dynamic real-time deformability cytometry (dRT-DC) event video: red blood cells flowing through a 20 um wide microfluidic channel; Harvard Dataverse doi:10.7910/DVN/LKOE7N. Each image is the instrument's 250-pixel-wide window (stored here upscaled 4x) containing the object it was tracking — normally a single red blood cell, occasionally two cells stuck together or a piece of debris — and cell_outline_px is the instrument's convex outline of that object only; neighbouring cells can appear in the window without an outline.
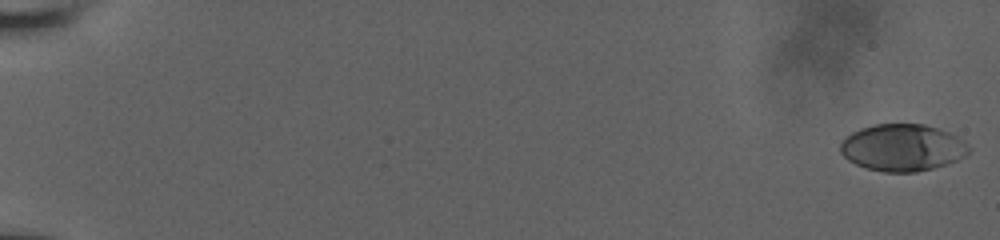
{"species": "human", "species_latin": "Homo sapiens", "temperature_condition": "room temperature", "stored_images_in_passage": 56, "camera_frame_rate_fps": 3000, "um_per_image_px": 0.085, "donor": {"sex": "male"}, "frame": {"image": 1, "passage_image": 1, "time_ms": 0.0, "image_size_px": [1000, 240], "cell_outline_px": [[972, 148], [964, 156], [956, 160], [932, 168], [916, 172], [884, 172], [868, 168], [856, 164], [848, 160], [840, 152], [840, 144], [852, 132], [860, 128], [872, 124], [924, 124], [948, 132], [956, 136]], "centroid_in_image_um": [76.69, 12.54], "position_along_channel_um": 8.3, "area_um2": 34.85}}
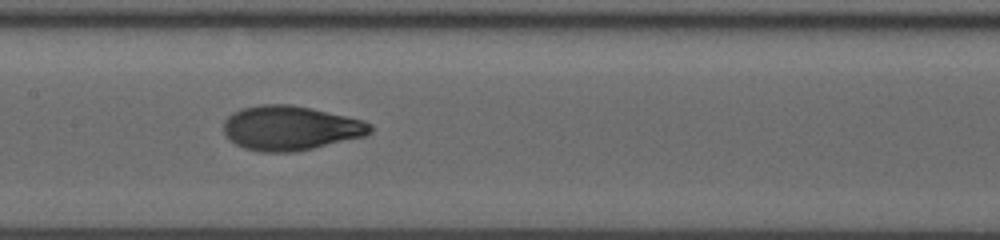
{"frame": {"image": 2, "passage_image": 31, "time_ms": 10.0, "image_size_px": [1000, 240], "cell_outline_px": [[372, 132], [364, 136], [296, 152], [260, 152], [244, 148], [228, 140], [224, 132], [224, 120], [232, 112], [240, 108], [260, 104], [288, 104], [308, 108], [364, 120], [372, 124]], "centroid_in_image_um": [24.65, 10.89], "position_along_channel_um": 182.8, "area_um2": 38.03}}
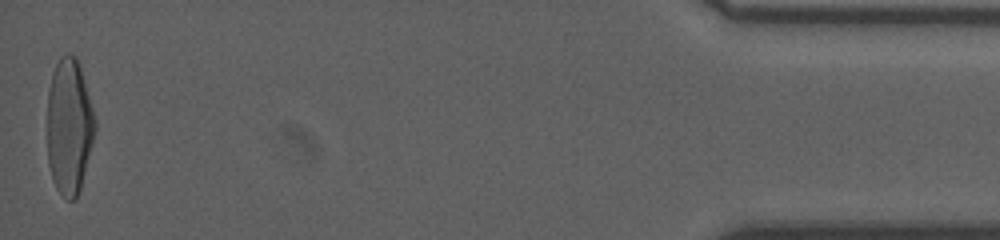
{"frame": {"image": 3, "passage_image": 56, "time_ms": 18.333, "image_size_px": [1000, 240], "cell_outline_px": [[96, 128], [92, 144], [80, 188], [76, 196], [72, 200], [68, 200], [56, 188], [52, 180], [48, 164], [48, 88], [52, 72], [60, 56], [68, 52], [76, 56], [80, 64], [96, 120]], "centroid_in_image_um": [5.88, 10.68], "position_along_channel_um": 429.3, "area_um2": 37.86}, "authors_computed_cell_mechanics": {"area_um2": 36.5007, "velocity_mm_per_s": 3.9435, "shape_relaxation_time_tau1_ms": 4.7687, "shape_relaxation_time_tau2_ms": 0.8414, "deformation_change_tau1": 0.2138, "deformation_change_tau2": 0.0603}}